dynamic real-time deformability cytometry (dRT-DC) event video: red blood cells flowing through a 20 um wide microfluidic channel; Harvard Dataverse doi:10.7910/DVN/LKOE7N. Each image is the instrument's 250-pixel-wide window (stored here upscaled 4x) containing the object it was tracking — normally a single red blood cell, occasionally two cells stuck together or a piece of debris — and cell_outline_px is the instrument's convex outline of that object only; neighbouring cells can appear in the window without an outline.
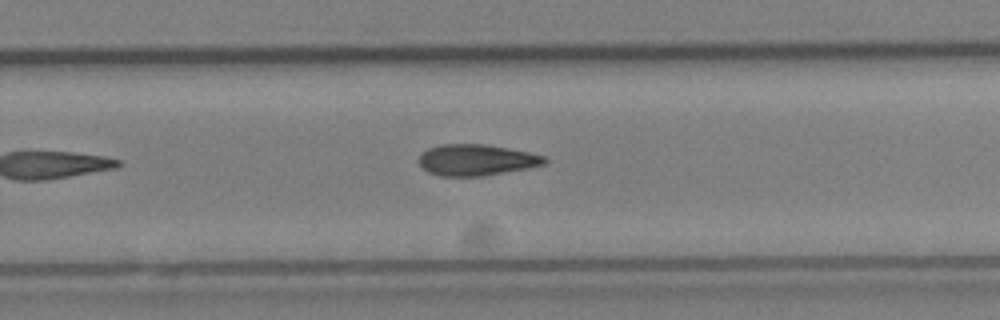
{"species": "Egyptian fruit bat (a non-hibernating species)", "species_latin": "Rousettus aegyptiacus", "temperature_condition": "cold", "stored_images_in_passage": 13, "camera_frame_rate_fps": 3000, "um_per_image_px": 0.085, "animal": {"sex": "female"}, "frame": {"image": 1, "passage_image": 13, "time_ms": 4.0, "image_size_px": [1000, 320], "cell_outline_px": [[548, 160], [544, 164], [528, 168], [480, 176], [440, 176], [428, 172], [420, 164], [420, 156], [428, 148], [440, 144], [484, 144], [508, 148], [528, 152], [544, 156]], "centroid_in_image_um": [40.49, 13.59], "position_along_channel_um": 289.3, "area_um2": 22.6}}